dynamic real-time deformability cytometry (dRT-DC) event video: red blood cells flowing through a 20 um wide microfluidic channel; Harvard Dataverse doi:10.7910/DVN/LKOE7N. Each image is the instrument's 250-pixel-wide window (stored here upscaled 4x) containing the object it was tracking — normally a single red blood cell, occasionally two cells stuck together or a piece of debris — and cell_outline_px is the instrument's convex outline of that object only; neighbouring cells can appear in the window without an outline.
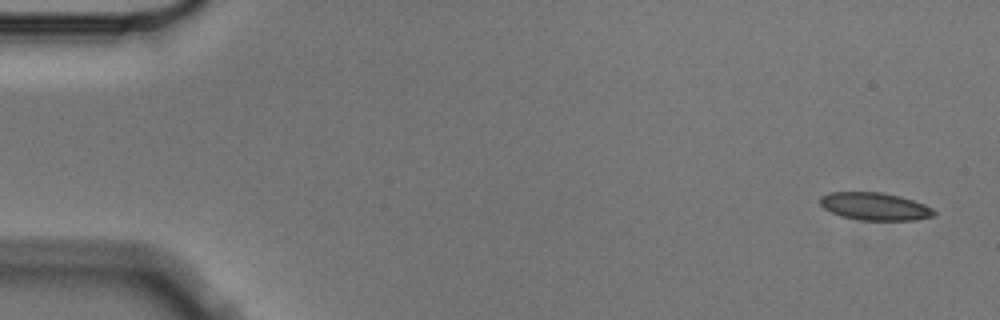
{"species": "Egyptian fruit bat (a non-hibernating species)", "species_latin": "Rousettus aegyptiacus", "temperature_condition": "cold", "stored_images_in_passage": 7, "camera_frame_rate_fps": 3000, "um_per_image_px": 0.085, "animal": {"sex": "male"}, "frame": {"image": 1, "passage_image": 1, "time_ms": 0.0, "image_size_px": [1000, 320], "cell_outline_px": [[936, 216], [916, 220], [860, 220], [840, 216], [824, 208], [820, 204], [820, 196], [828, 192], [880, 192], [900, 196], [924, 204], [932, 208], [936, 212]], "centroid_in_image_um": [74.37, 17.55], "position_along_channel_um": 10.6, "area_um2": 18.44}}
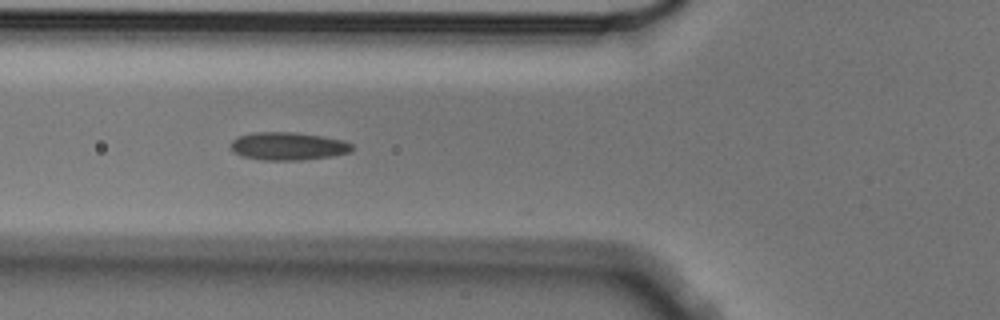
{"frame": {"image": 2, "passage_image": 6, "time_ms": 1.667, "image_size_px": [1000, 320], "cell_outline_px": [[356, 148], [352, 152], [332, 156], [300, 160], [264, 160], [244, 156], [232, 152], [228, 148], [228, 144], [236, 136], [252, 132], [296, 132], [324, 136], [344, 140], [352, 144]], "centroid_in_image_um": [24.48, 12.41], "position_along_channel_um": 101.3, "area_um2": 20.23}}
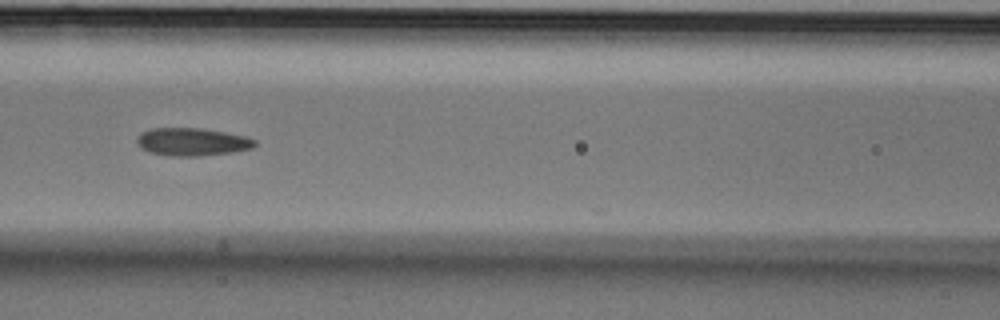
{"frame": {"image": 3, "passage_image": 7, "time_ms": 2.0, "image_size_px": [1000, 320], "cell_outline_px": [[256, 144], [252, 148], [232, 152], [196, 156], [168, 156], [152, 152], [140, 148], [136, 140], [140, 132], [152, 128], [204, 128], [248, 136], [256, 140]], "centroid_in_image_um": [16.34, 12.04], "position_along_channel_um": 150.3, "area_um2": 19.25}}